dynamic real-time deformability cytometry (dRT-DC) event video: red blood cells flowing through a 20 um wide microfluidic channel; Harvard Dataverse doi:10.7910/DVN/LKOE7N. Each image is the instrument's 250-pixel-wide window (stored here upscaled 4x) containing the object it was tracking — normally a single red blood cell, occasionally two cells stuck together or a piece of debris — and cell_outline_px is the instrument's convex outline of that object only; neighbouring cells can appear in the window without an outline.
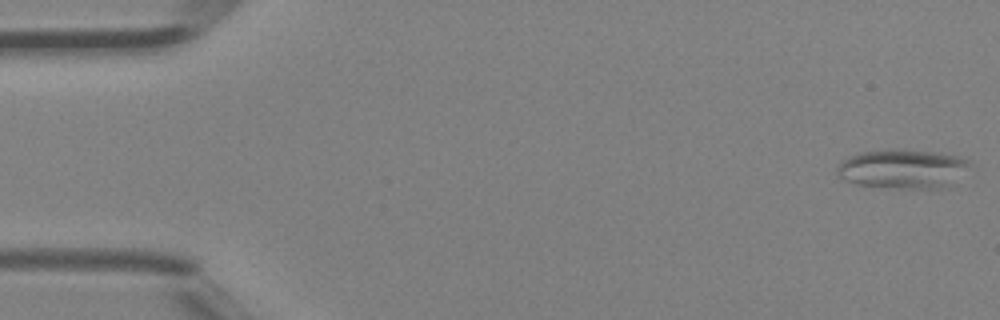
{"species": "Egyptian fruit bat (a non-hibernating species)", "species_latin": "Rousettus aegyptiacus", "temperature_condition": "room temperature", "stored_images_in_passage": 5, "camera_frame_rate_fps": 3000, "um_per_image_px": 0.085, "animal": {"sex": "female"}, "frame": {"image": 1, "passage_image": 1, "time_ms": 0.0, "image_size_px": [1000, 320], "cell_outline_px": [[972, 164], [948, 188], [880, 188], [856, 184], [844, 180], [836, 172], [836, 168], [844, 160], [860, 152], [896, 148], [940, 152], [960, 156], [968, 160]], "centroid_in_image_um": [76.76, 14.35], "position_along_channel_um": 8.2, "area_um2": 30.81}}